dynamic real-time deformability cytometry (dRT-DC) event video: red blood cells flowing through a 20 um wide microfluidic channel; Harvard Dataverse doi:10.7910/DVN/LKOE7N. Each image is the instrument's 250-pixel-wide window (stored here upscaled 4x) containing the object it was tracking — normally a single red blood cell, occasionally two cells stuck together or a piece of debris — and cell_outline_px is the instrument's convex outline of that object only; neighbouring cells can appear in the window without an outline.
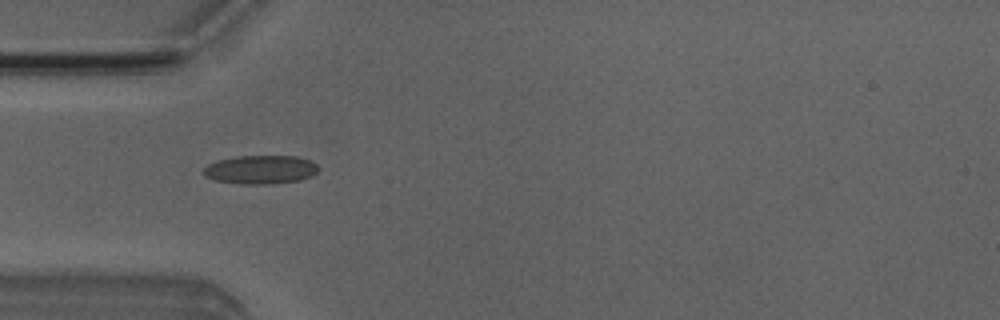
{"species": "Egyptian fruit bat (a non-hibernating species)", "species_latin": "Rousettus aegyptiacus", "temperature_condition": "room temperature", "stored_images_in_passage": 4, "camera_frame_rate_fps": 3000, "um_per_image_px": 0.085, "animal": {"sex": "male"}, "frame": {"image": 1, "passage_image": 4, "time_ms": 3.667, "image_size_px": [1000, 320], "cell_outline_px": [[320, 168], [312, 176], [300, 180], [272, 184], [244, 184], [216, 180], [204, 176], [204, 168], [208, 164], [216, 160], [236, 156], [296, 156], [312, 160]], "centroid_in_image_um": [22.18, 14.41], "position_along_channel_um": 62.8, "area_um2": 19.31}}